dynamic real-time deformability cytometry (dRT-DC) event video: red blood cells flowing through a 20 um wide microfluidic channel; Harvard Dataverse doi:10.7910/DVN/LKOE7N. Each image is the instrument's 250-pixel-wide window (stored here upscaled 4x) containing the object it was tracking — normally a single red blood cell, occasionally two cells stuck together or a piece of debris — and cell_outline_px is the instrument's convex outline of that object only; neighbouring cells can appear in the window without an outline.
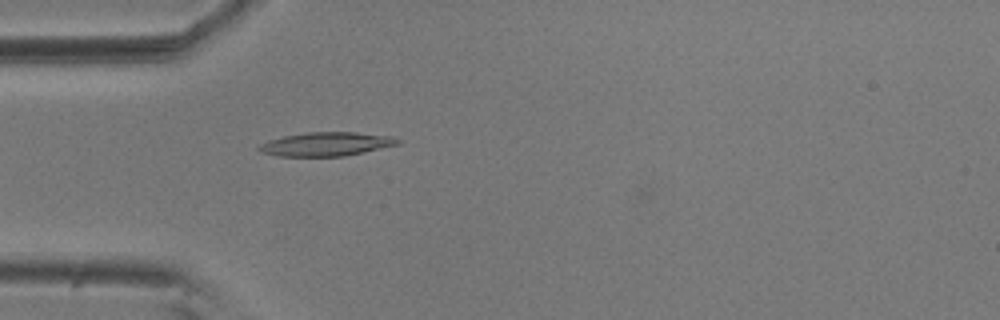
{"species": "common noctule bat (a hibernating species)", "species_latin": "Nyctalus noctula", "temperature_condition": "room temperature", "stored_images_in_passage": 45, "camera_frame_rate_fps": 3000, "um_per_image_px": 0.085, "animal": {"sex": "male", "body_mass_g": 20.5, "forearm_length_mm": 52.5}, "frame": {"image": 1, "passage_image": 6, "time_ms": 1.667, "image_size_px": [1000, 320], "cell_outline_px": [[404, 140], [400, 144], [344, 156], [280, 156], [260, 152], [256, 148], [260, 144], [268, 140], [284, 136], [308, 132], [356, 132], [392, 136]], "centroid_in_image_um": [27.76, 12.24], "position_along_channel_um": 57.2, "area_um2": 19.31}}
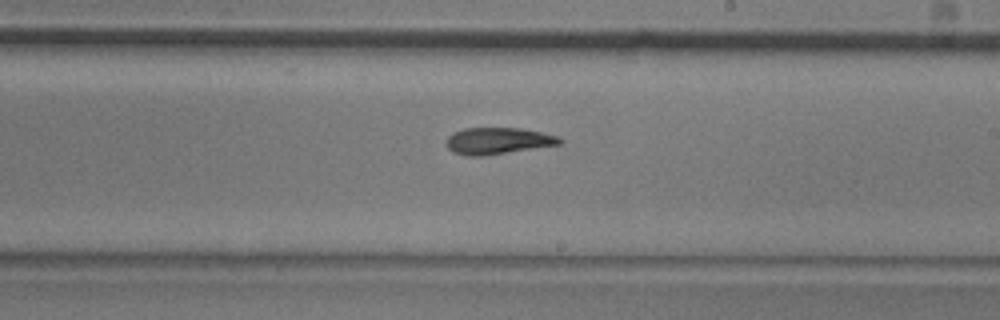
{"frame": {"image": 2, "passage_image": 22, "time_ms": 7.0, "image_size_px": [1000, 320], "cell_outline_px": [[564, 140], [560, 144], [484, 156], [464, 156], [452, 152], [448, 148], [448, 136], [452, 132], [464, 128], [520, 128], [540, 132], [556, 136]], "centroid_in_image_um": [42.29, 11.98], "position_along_channel_um": 246.7, "area_um2": 17.51}}
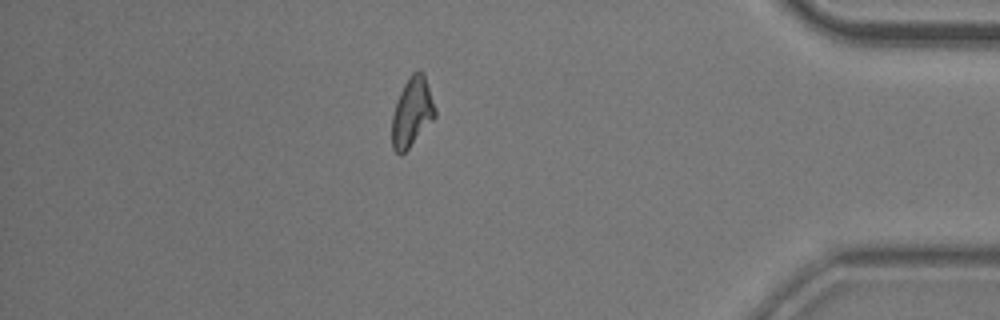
{"frame": {"image": 3, "passage_image": 38, "time_ms": 12.333, "image_size_px": [1000, 320], "cell_outline_px": [[436, 116], [408, 148], [400, 156], [392, 148], [392, 116], [396, 100], [408, 76], [412, 72], [424, 72], [436, 108]], "centroid_in_image_um": [35.02, 9.51], "position_along_channel_um": 400.2, "area_um2": 17.34}, "authors_computed_cell_mechanics": {"area_um2": 17.6868, "velocity_mm_per_s": 3.6039, "shape_relaxation_time_tau1_ms": 8.3061, "shape_relaxation_time_tau2_ms": 5.8222, "deformation_change_tau1": 0.2384, "deformation_change_tau2": 0.1532}}